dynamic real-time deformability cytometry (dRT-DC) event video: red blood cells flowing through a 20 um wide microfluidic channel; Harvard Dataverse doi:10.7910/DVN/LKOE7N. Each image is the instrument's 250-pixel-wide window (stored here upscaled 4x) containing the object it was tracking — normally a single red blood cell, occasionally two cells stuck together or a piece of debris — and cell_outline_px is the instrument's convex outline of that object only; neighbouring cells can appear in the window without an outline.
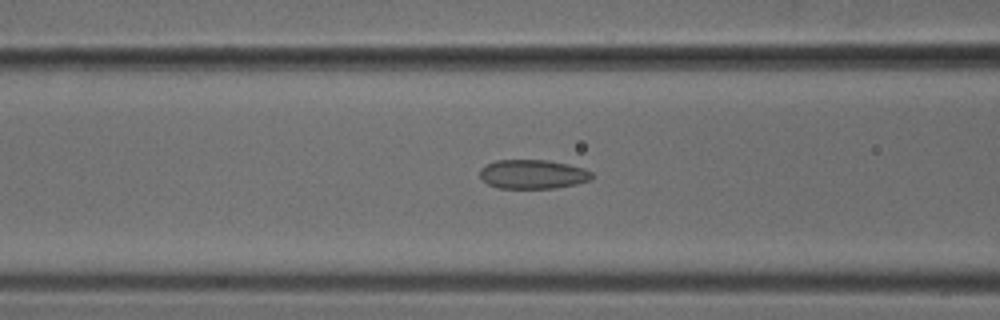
{"species": "common noctule bat (a hibernating species)", "species_latin": "Nyctalus noctula", "temperature_condition": "cold", "stored_images_in_passage": 36, "camera_frame_rate_fps": 3000, "um_per_image_px": 0.085, "animal": {"sex": "male", "body_mass_g": 18.8}, "frame": {"image": 1, "passage_image": 16, "time_ms": 5.0, "image_size_px": [1000, 320], "cell_outline_px": [[592, 180], [576, 184], [552, 188], [500, 188], [488, 184], [480, 176], [480, 168], [496, 160], [548, 160], [568, 164], [584, 168], [592, 172]], "centroid_in_image_um": [45.31, 14.8], "position_along_channel_um": 121.3, "area_um2": 18.96}}
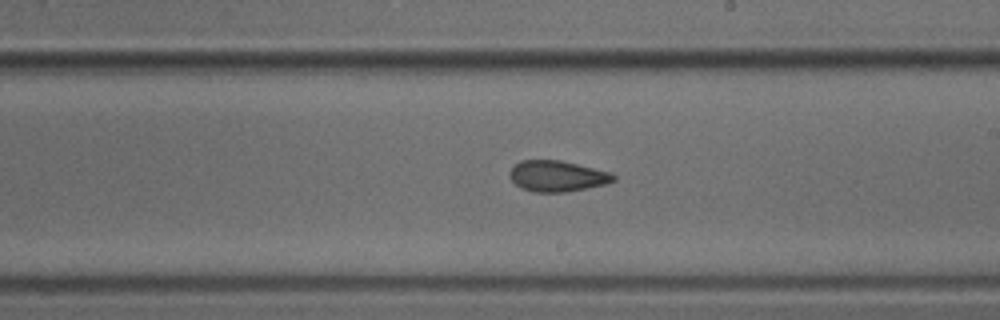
{"frame": {"image": 2, "passage_image": 25, "time_ms": 8.0, "image_size_px": [1000, 320], "cell_outline_px": [[616, 180], [604, 184], [564, 192], [536, 192], [520, 188], [512, 180], [508, 172], [520, 160], [560, 160], [612, 172], [616, 176]], "centroid_in_image_um": [47.36, 14.96], "position_along_channel_um": 241.6, "area_um2": 18.61}}
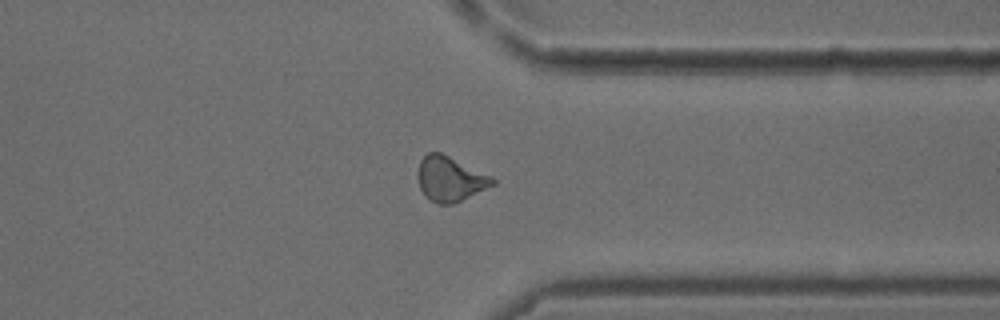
{"frame": {"image": 3, "passage_image": 35, "time_ms": 11.333, "image_size_px": [1000, 320], "cell_outline_px": [[496, 184], [452, 204], [440, 204], [424, 196], [420, 188], [416, 172], [420, 160], [428, 152], [440, 152], [492, 176], [496, 180]], "centroid_in_image_um": [38.24, 15.2], "position_along_channel_um": 373.2, "area_um2": 19.48}}